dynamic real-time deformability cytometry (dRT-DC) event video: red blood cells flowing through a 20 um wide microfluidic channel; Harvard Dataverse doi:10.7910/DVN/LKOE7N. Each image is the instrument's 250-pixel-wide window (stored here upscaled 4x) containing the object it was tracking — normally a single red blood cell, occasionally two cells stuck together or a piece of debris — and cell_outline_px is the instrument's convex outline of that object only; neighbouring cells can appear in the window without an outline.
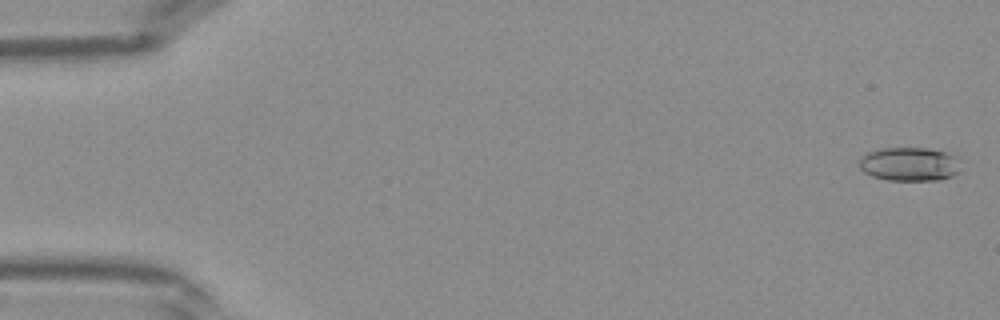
{"species": "Egyptian fruit bat (a non-hibernating species)", "species_latin": "Rousettus aegyptiacus", "temperature_condition": "warm", "stored_images_in_passage": 41, "camera_frame_rate_fps": 3000, "um_per_image_px": 0.085, "frame": {"image": 1, "passage_image": 1, "time_ms": 0.0, "image_size_px": [1000, 320], "cell_outline_px": [[960, 172], [952, 176], [940, 180], [888, 180], [872, 176], [864, 172], [860, 168], [860, 160], [868, 152], [880, 148], [928, 148], [960, 156]], "centroid_in_image_um": [77.37, 13.95], "position_along_channel_um": 7.6, "area_um2": 20.17}}
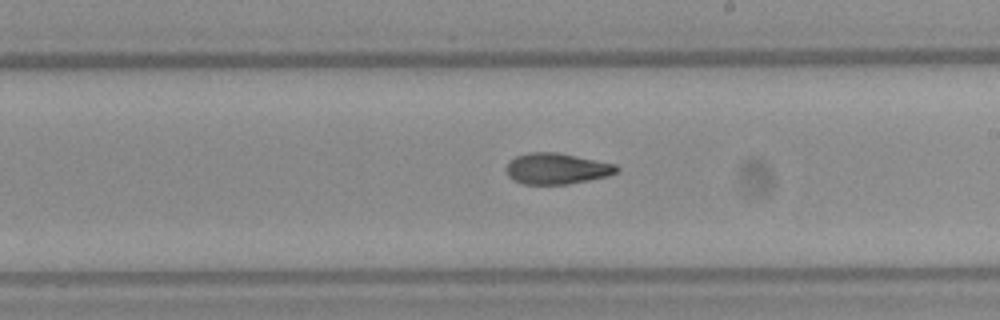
{"frame": {"image": 2, "passage_image": 24, "time_ms": 7.667, "image_size_px": [1000, 320], "cell_outline_px": [[620, 168], [616, 172], [608, 176], [568, 184], [520, 184], [512, 180], [504, 172], [504, 168], [516, 156], [528, 152], [556, 152], [616, 164]], "centroid_in_image_um": [47.28, 14.34], "position_along_channel_um": 241.7, "area_um2": 20.06}}
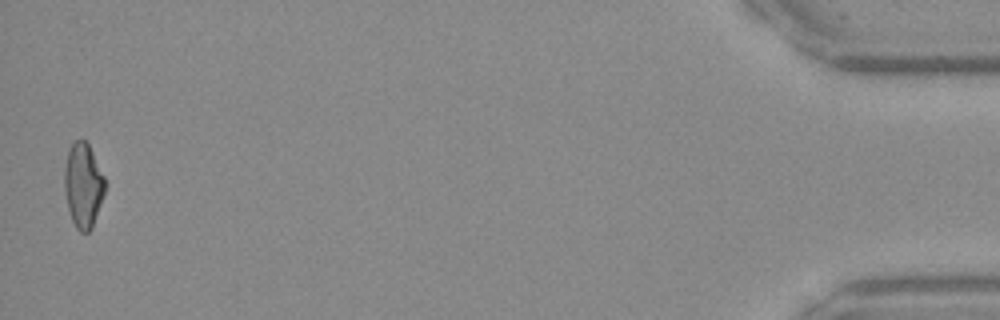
{"frame": {"image": 3, "passage_image": 41, "time_ms": 13.333, "image_size_px": [1000, 320], "cell_outline_px": [[104, 192], [92, 228], [88, 232], [80, 232], [76, 228], [72, 220], [68, 208], [64, 192], [64, 168], [68, 152], [72, 144], [76, 140], [84, 140], [88, 144], [104, 176]], "centroid_in_image_um": [7.05, 15.77], "position_along_channel_um": 428.2, "area_um2": 19.65}}